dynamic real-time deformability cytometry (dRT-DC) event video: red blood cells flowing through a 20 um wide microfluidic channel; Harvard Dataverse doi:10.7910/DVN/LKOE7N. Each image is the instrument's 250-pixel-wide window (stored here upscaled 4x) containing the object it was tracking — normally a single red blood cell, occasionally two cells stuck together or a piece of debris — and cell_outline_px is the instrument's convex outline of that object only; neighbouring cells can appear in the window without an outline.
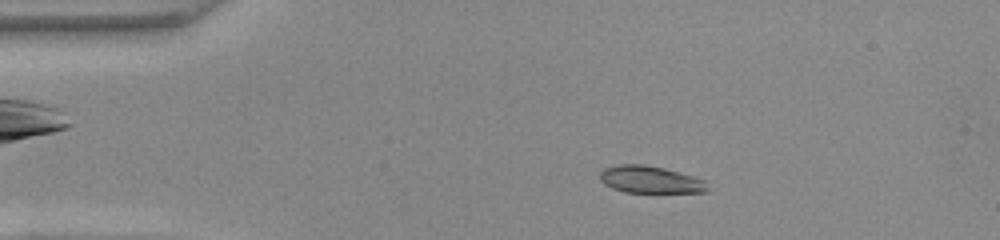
{"species": "common noctule bat (a hibernating species)", "species_latin": "Nyctalus noctula", "temperature_condition": "warm", "stored_images_in_passage": 48, "camera_frame_rate_fps": 3000, "um_per_image_px": 0.085, "animal": {"sex": "female", "body_mass_g": 22.0, "forearm_length_mm": 56.7}, "frame": {"image": 1, "passage_image": 8, "time_ms": 2.333, "image_size_px": [1000, 240], "cell_outline_px": [[708, 192], [624, 192], [612, 188], [604, 184], [600, 180], [600, 172], [604, 168], [616, 164], [644, 164], [664, 168], [680, 172], [704, 180], [708, 188]], "centroid_in_image_um": [55.23, 15.26], "position_along_channel_um": 29.8, "area_um2": 17.05}}
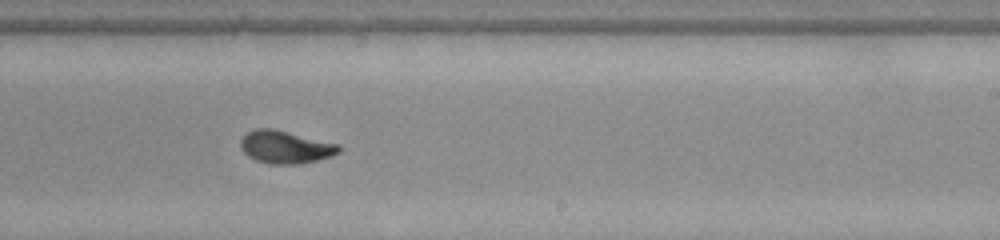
{"frame": {"image": 2, "passage_image": 29, "time_ms": 9.333, "image_size_px": [1000, 240], "cell_outline_px": [[340, 152], [332, 156], [300, 164], [268, 164], [256, 160], [248, 156], [240, 148], [240, 140], [248, 132], [256, 128], [272, 128], [340, 144]], "centroid_in_image_um": [24.26, 12.5], "position_along_channel_um": 264.7, "area_um2": 18.79}}
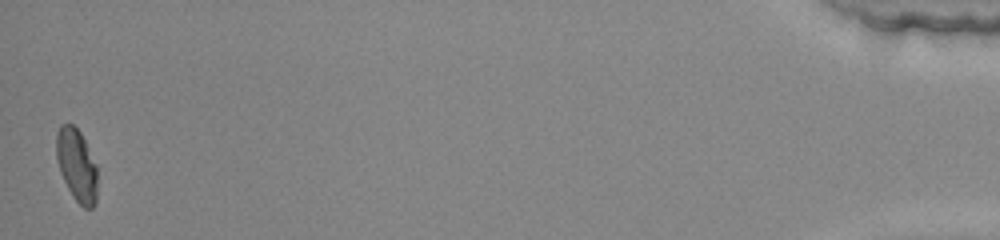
{"frame": {"image": 3, "passage_image": 48, "time_ms": 15.667, "image_size_px": [1000, 240], "cell_outline_px": [[96, 204], [92, 208], [84, 208], [72, 196], [60, 172], [56, 156], [56, 132], [60, 124], [72, 124], [80, 132], [96, 164]], "centroid_in_image_um": [6.5, 14.03], "position_along_channel_um": 428.7, "area_um2": 17.22}, "authors_computed_cell_mechanics": {"area_um2": 18.2359, "velocity_mm_per_s": 4.1205, "shape_relaxation_time_tau1_ms": 4.0229, "shape_relaxation_time_tau2_ms": 1.0411, "deformation_change_tau1": 0.2035, "deformation_change_tau2": 0.0611}}